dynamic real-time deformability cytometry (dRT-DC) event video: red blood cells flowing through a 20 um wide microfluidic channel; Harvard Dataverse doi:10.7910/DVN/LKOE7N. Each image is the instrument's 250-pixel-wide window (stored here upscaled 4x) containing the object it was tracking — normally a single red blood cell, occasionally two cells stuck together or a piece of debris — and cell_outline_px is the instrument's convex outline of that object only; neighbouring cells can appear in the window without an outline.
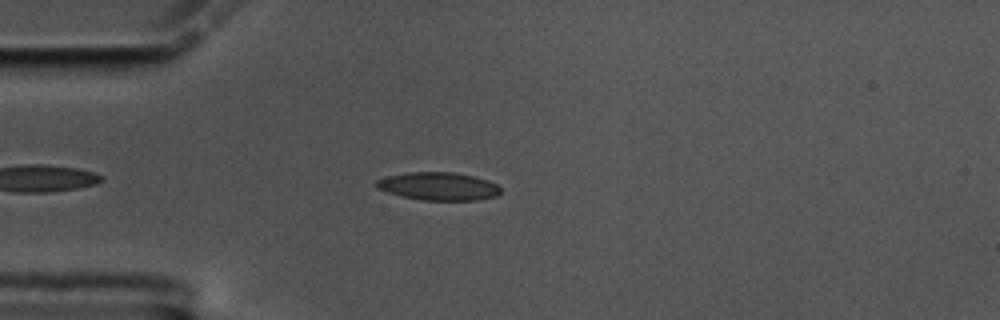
{"species": "common noctule bat (a hibernating species)", "species_latin": "Nyctalus noctula", "temperature_condition": "cold", "stored_images_in_passage": 46, "camera_frame_rate_fps": 3000, "um_per_image_px": 0.085, "animal": {"sex": "male", "body_mass_g": 17.5, "forearm_length_mm": 52.3}, "frame": {"image": 1, "passage_image": 7, "time_ms": 2.0, "image_size_px": [1000, 320], "cell_outline_px": [[500, 192], [496, 196], [476, 200], [424, 200], [400, 196], [376, 188], [376, 180], [388, 176], [408, 172], [452, 172], [472, 176], [488, 180], [496, 184], [500, 188]], "centroid_in_image_um": [37.26, 15.83], "position_along_channel_um": 47.7, "area_um2": 20.11}}
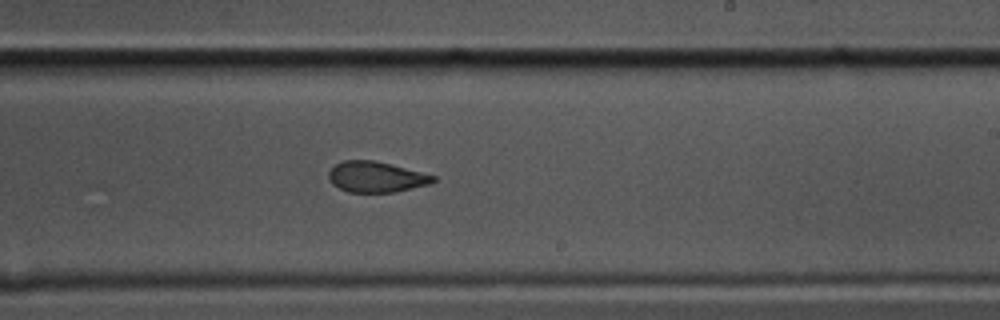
{"frame": {"image": 2, "passage_image": 26, "time_ms": 8.333, "image_size_px": [1000, 320], "cell_outline_px": [[436, 180], [432, 184], [396, 192], [348, 192], [332, 184], [328, 176], [328, 172], [336, 164], [344, 160], [372, 160], [392, 164], [436, 176]], "centroid_in_image_um": [32.0, 15.04], "position_along_channel_um": 257.0, "area_um2": 18.79}}
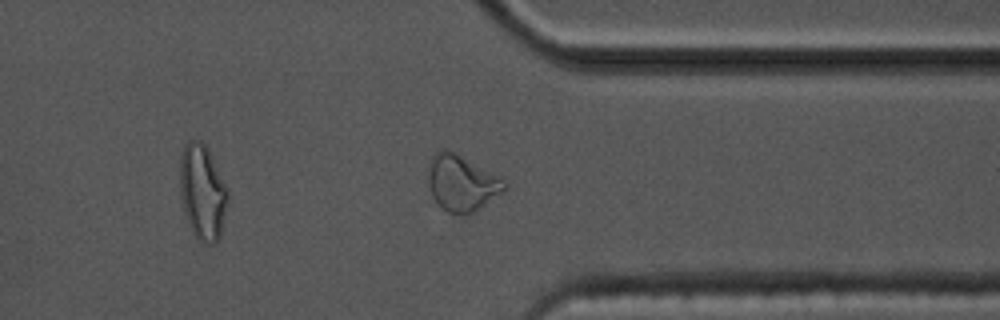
{"frame": {"image": 3, "passage_image": 36, "time_ms": 11.667, "image_size_px": [1000, 320], "cell_outline_px": [[508, 188], [504, 192], [472, 212], [464, 216], [460, 216], [448, 212], [432, 196], [428, 180], [428, 176], [432, 156], [440, 148], [444, 148], [500, 176], [508, 184]], "centroid_in_image_um": [39.28, 15.58], "position_along_channel_um": 372.1, "area_um2": 24.57}, "authors_computed_cell_mechanics": {"area_um2": 19.8254, "velocity_mm_per_s": 3.5196, "shape_relaxation_time_tau1_ms": null, "shape_relaxation_time_tau2_ms": 1.8324, "deformation_change_tau1": null, "deformation_change_tau2": 0.0686}}